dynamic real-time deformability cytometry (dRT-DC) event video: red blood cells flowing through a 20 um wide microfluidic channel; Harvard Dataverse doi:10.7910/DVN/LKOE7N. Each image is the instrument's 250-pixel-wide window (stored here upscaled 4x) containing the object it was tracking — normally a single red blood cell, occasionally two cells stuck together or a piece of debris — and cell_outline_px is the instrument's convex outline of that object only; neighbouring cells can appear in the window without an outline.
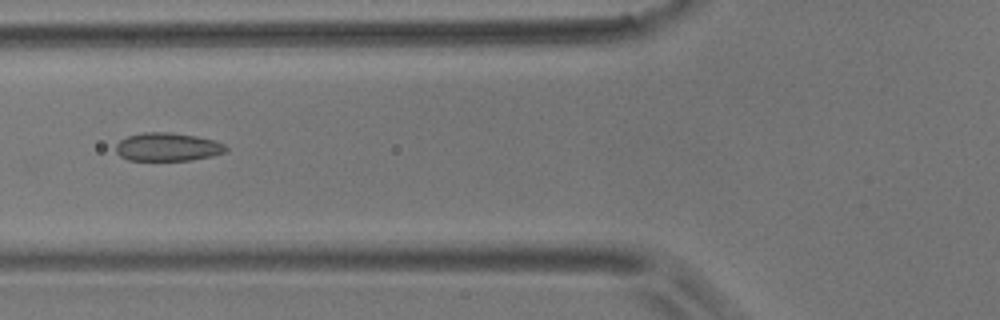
{"species": "common noctule bat (a hibernating species)", "species_latin": "Nyctalus noctula", "temperature_condition": "room temperature", "stored_images_in_passage": 11, "camera_frame_rate_fps": 3000, "um_per_image_px": 0.085, "animal": {"sex": "male", "body_mass_g": 17.9}, "frame": {"image": 1, "passage_image": 7, "time_ms": 2.0, "image_size_px": [1000, 320], "cell_outline_px": [[228, 148], [224, 152], [212, 156], [192, 160], [128, 160], [120, 156], [116, 152], [116, 144], [120, 140], [128, 136], [144, 132], [172, 132], [196, 136], [216, 140], [224, 144]], "centroid_in_image_um": [14.25, 12.48], "position_along_channel_um": 111.5, "area_um2": 18.21}}
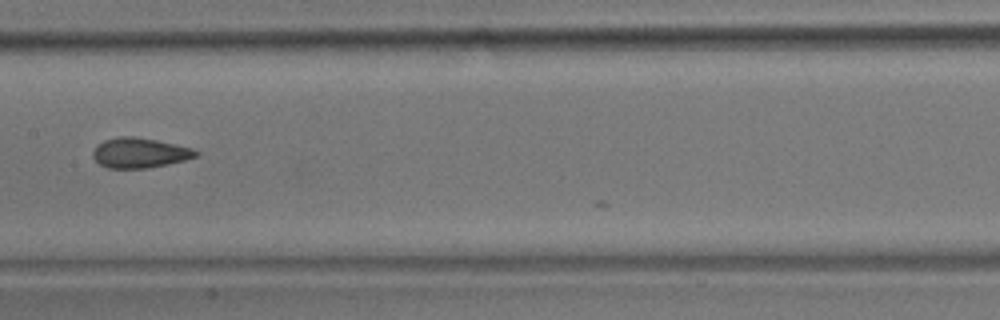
{"frame": {"image": 2, "passage_image": 9, "time_ms": 2.667, "image_size_px": [1000, 320], "cell_outline_px": [[200, 152], [196, 156], [184, 160], [168, 164], [148, 168], [108, 168], [100, 164], [92, 156], [92, 152], [96, 144], [104, 140], [120, 136], [132, 136], [156, 140], [192, 148]], "centroid_in_image_um": [11.84, 12.99], "position_along_channel_um": 195.6, "area_um2": 17.98}}
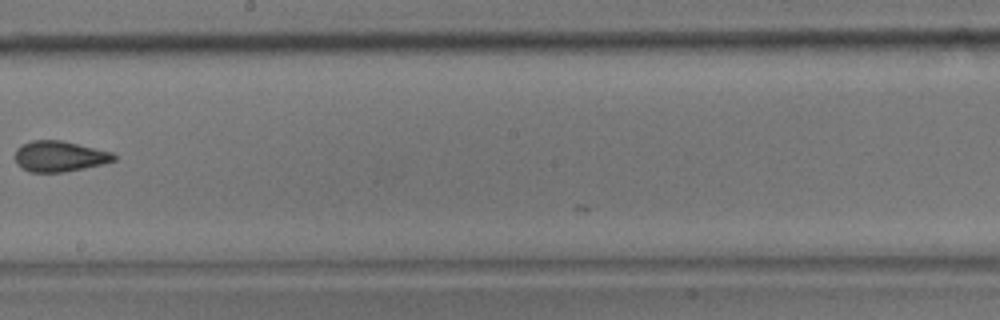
{"frame": {"image": 3, "passage_image": 10, "time_ms": 3.0, "image_size_px": [1000, 320], "cell_outline_px": [[116, 160], [84, 168], [64, 172], [28, 172], [16, 164], [16, 148], [20, 144], [32, 140], [60, 140], [112, 152], [116, 156]], "centroid_in_image_um": [5.01, 13.28], "position_along_channel_um": 243.2, "area_um2": 17.63}}